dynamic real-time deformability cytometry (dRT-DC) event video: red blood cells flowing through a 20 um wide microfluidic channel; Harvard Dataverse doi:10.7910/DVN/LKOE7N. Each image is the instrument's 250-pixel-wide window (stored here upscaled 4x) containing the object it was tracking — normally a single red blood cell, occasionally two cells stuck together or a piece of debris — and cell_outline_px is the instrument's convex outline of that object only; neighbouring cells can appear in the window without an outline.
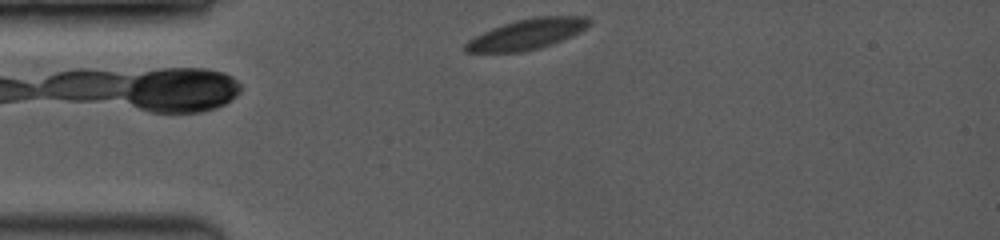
{"species": "common noctule bat (a hibernating species)", "species_latin": "Nyctalus noctula", "temperature_condition": "room temperature", "stored_images_in_passage": 58, "camera_frame_rate_fps": 3500, "um_per_image_px": 0.085, "animal": {"sex": "female", "body_mass_g": 19.0, "forearm_length_mm": 53.3}, "frame": {"image": 1, "passage_image": 1, "time_ms": 0.0, "image_size_px": [1000, 240], "cell_outline_px": [[592, 20], [584, 28], [560, 40], [536, 48], [520, 52], [464, 52], [464, 44], [468, 40], [492, 28], [516, 20], [536, 16], [588, 16]], "centroid_in_image_um": [44.74, 2.89], "position_along_channel_um": 40.3, "area_um2": 21.33}}
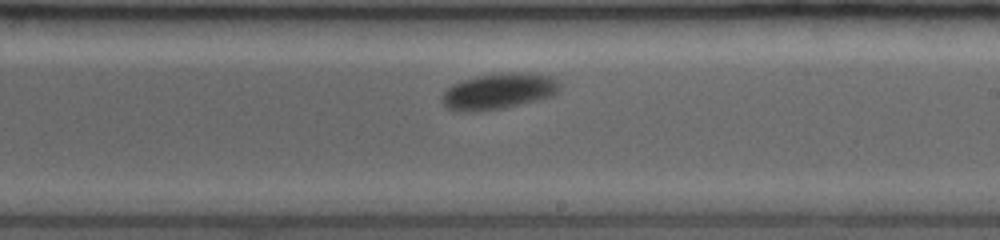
{"frame": {"image": 2, "passage_image": 34, "time_ms": 6.0, "image_size_px": [1000, 240], "cell_outline_px": [[564, 84], [552, 96], [504, 108], [476, 112], [456, 112], [448, 108], [440, 100], [440, 96], [452, 84], [476, 76], [508, 72], [520, 72], [548, 76]], "centroid_in_image_um": [42.35, 7.77], "position_along_channel_um": 246.7, "area_um2": 24.74}}
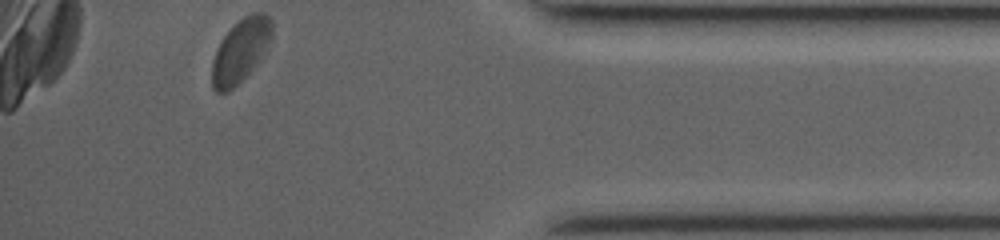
{"frame": {"image": 3, "passage_image": 57, "time_ms": 10.857, "image_size_px": [1000, 240], "cell_outline_px": [[272, 40], [264, 56], [228, 92], [216, 92], [212, 88], [212, 60], [224, 36], [244, 16], [256, 12], [264, 12], [272, 20]], "centroid_in_image_um": [20.49, 4.29], "position_along_channel_um": 414.7, "area_um2": 21.85}, "authors_computed_cell_mechanics": {"area_um2": 23.0622, "velocity_mm_per_s": 3.9203, "shape_relaxation_time_tau1_ms": 2.4253, "shape_relaxation_time_tau2_ms": null, "deformation_change_tau1": 0.09, "deformation_change_tau2": null}}